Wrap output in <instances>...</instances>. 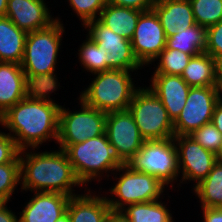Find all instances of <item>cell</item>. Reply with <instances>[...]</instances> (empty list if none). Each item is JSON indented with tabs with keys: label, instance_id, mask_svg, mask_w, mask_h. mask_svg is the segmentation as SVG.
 Segmentation results:
<instances>
[{
	"label": "cell",
	"instance_id": "obj_39",
	"mask_svg": "<svg viewBox=\"0 0 222 222\" xmlns=\"http://www.w3.org/2000/svg\"><path fill=\"white\" fill-rule=\"evenodd\" d=\"M107 222H130L121 211L110 210L106 217Z\"/></svg>",
	"mask_w": 222,
	"mask_h": 222
},
{
	"label": "cell",
	"instance_id": "obj_35",
	"mask_svg": "<svg viewBox=\"0 0 222 222\" xmlns=\"http://www.w3.org/2000/svg\"><path fill=\"white\" fill-rule=\"evenodd\" d=\"M107 3L146 12L152 10L154 2L153 0H107Z\"/></svg>",
	"mask_w": 222,
	"mask_h": 222
},
{
	"label": "cell",
	"instance_id": "obj_40",
	"mask_svg": "<svg viewBox=\"0 0 222 222\" xmlns=\"http://www.w3.org/2000/svg\"><path fill=\"white\" fill-rule=\"evenodd\" d=\"M216 79L222 80V56L216 59Z\"/></svg>",
	"mask_w": 222,
	"mask_h": 222
},
{
	"label": "cell",
	"instance_id": "obj_38",
	"mask_svg": "<svg viewBox=\"0 0 222 222\" xmlns=\"http://www.w3.org/2000/svg\"><path fill=\"white\" fill-rule=\"evenodd\" d=\"M211 122L214 124L216 129L222 134V102L220 101L216 103Z\"/></svg>",
	"mask_w": 222,
	"mask_h": 222
},
{
	"label": "cell",
	"instance_id": "obj_4",
	"mask_svg": "<svg viewBox=\"0 0 222 222\" xmlns=\"http://www.w3.org/2000/svg\"><path fill=\"white\" fill-rule=\"evenodd\" d=\"M64 151L84 189H91L89 185L95 181V186L96 183L100 184L98 189H102L101 181H109L112 173L122 165L105 133L81 143L71 144Z\"/></svg>",
	"mask_w": 222,
	"mask_h": 222
},
{
	"label": "cell",
	"instance_id": "obj_29",
	"mask_svg": "<svg viewBox=\"0 0 222 222\" xmlns=\"http://www.w3.org/2000/svg\"><path fill=\"white\" fill-rule=\"evenodd\" d=\"M21 185L19 155L10 163L0 165V203H10Z\"/></svg>",
	"mask_w": 222,
	"mask_h": 222
},
{
	"label": "cell",
	"instance_id": "obj_24",
	"mask_svg": "<svg viewBox=\"0 0 222 222\" xmlns=\"http://www.w3.org/2000/svg\"><path fill=\"white\" fill-rule=\"evenodd\" d=\"M190 191L200 208H222V163L216 162L208 176Z\"/></svg>",
	"mask_w": 222,
	"mask_h": 222
},
{
	"label": "cell",
	"instance_id": "obj_22",
	"mask_svg": "<svg viewBox=\"0 0 222 222\" xmlns=\"http://www.w3.org/2000/svg\"><path fill=\"white\" fill-rule=\"evenodd\" d=\"M142 11L106 4L98 20L119 36L131 41Z\"/></svg>",
	"mask_w": 222,
	"mask_h": 222
},
{
	"label": "cell",
	"instance_id": "obj_19",
	"mask_svg": "<svg viewBox=\"0 0 222 222\" xmlns=\"http://www.w3.org/2000/svg\"><path fill=\"white\" fill-rule=\"evenodd\" d=\"M91 189H84L81 194L71 196L67 205V212L71 222H104L110 206L106 197L101 192ZM94 191V192H93Z\"/></svg>",
	"mask_w": 222,
	"mask_h": 222
},
{
	"label": "cell",
	"instance_id": "obj_28",
	"mask_svg": "<svg viewBox=\"0 0 222 222\" xmlns=\"http://www.w3.org/2000/svg\"><path fill=\"white\" fill-rule=\"evenodd\" d=\"M191 58L192 56L190 54L176 49L165 48L161 51L153 63H151L149 70L153 65L155 67H153L154 72L152 74H169L181 76L184 68L188 65V62Z\"/></svg>",
	"mask_w": 222,
	"mask_h": 222
},
{
	"label": "cell",
	"instance_id": "obj_7",
	"mask_svg": "<svg viewBox=\"0 0 222 222\" xmlns=\"http://www.w3.org/2000/svg\"><path fill=\"white\" fill-rule=\"evenodd\" d=\"M133 170L152 175L171 190L179 189L178 153L174 137L145 140L142 147L128 162ZM176 185V187H175Z\"/></svg>",
	"mask_w": 222,
	"mask_h": 222
},
{
	"label": "cell",
	"instance_id": "obj_33",
	"mask_svg": "<svg viewBox=\"0 0 222 222\" xmlns=\"http://www.w3.org/2000/svg\"><path fill=\"white\" fill-rule=\"evenodd\" d=\"M215 60L222 56V20L206 29V49Z\"/></svg>",
	"mask_w": 222,
	"mask_h": 222
},
{
	"label": "cell",
	"instance_id": "obj_5",
	"mask_svg": "<svg viewBox=\"0 0 222 222\" xmlns=\"http://www.w3.org/2000/svg\"><path fill=\"white\" fill-rule=\"evenodd\" d=\"M135 75L140 77L138 73L133 74V71L114 69L93 74L94 78L90 76L89 85L82 87L78 98L88 106L106 113L128 110L133 94L140 86L133 78Z\"/></svg>",
	"mask_w": 222,
	"mask_h": 222
},
{
	"label": "cell",
	"instance_id": "obj_34",
	"mask_svg": "<svg viewBox=\"0 0 222 222\" xmlns=\"http://www.w3.org/2000/svg\"><path fill=\"white\" fill-rule=\"evenodd\" d=\"M1 128V127H0ZM20 150L17 148L14 139L4 130H0V165L12 162Z\"/></svg>",
	"mask_w": 222,
	"mask_h": 222
},
{
	"label": "cell",
	"instance_id": "obj_20",
	"mask_svg": "<svg viewBox=\"0 0 222 222\" xmlns=\"http://www.w3.org/2000/svg\"><path fill=\"white\" fill-rule=\"evenodd\" d=\"M156 13L165 31L166 37L177 33V29H186L196 25L189 0H160L153 3Z\"/></svg>",
	"mask_w": 222,
	"mask_h": 222
},
{
	"label": "cell",
	"instance_id": "obj_37",
	"mask_svg": "<svg viewBox=\"0 0 222 222\" xmlns=\"http://www.w3.org/2000/svg\"><path fill=\"white\" fill-rule=\"evenodd\" d=\"M18 212H14L8 203H0V222H18Z\"/></svg>",
	"mask_w": 222,
	"mask_h": 222
},
{
	"label": "cell",
	"instance_id": "obj_36",
	"mask_svg": "<svg viewBox=\"0 0 222 222\" xmlns=\"http://www.w3.org/2000/svg\"><path fill=\"white\" fill-rule=\"evenodd\" d=\"M201 222H222V208H199ZM202 211V212H201Z\"/></svg>",
	"mask_w": 222,
	"mask_h": 222
},
{
	"label": "cell",
	"instance_id": "obj_8",
	"mask_svg": "<svg viewBox=\"0 0 222 222\" xmlns=\"http://www.w3.org/2000/svg\"><path fill=\"white\" fill-rule=\"evenodd\" d=\"M128 110L144 140H162L175 136L174 122L161 100L147 85L143 84L135 91Z\"/></svg>",
	"mask_w": 222,
	"mask_h": 222
},
{
	"label": "cell",
	"instance_id": "obj_42",
	"mask_svg": "<svg viewBox=\"0 0 222 222\" xmlns=\"http://www.w3.org/2000/svg\"><path fill=\"white\" fill-rule=\"evenodd\" d=\"M55 222H71V219L66 211L62 216H60Z\"/></svg>",
	"mask_w": 222,
	"mask_h": 222
},
{
	"label": "cell",
	"instance_id": "obj_12",
	"mask_svg": "<svg viewBox=\"0 0 222 222\" xmlns=\"http://www.w3.org/2000/svg\"><path fill=\"white\" fill-rule=\"evenodd\" d=\"M178 153L179 188L191 184V190L204 180L217 162L215 153L206 150L190 136H174Z\"/></svg>",
	"mask_w": 222,
	"mask_h": 222
},
{
	"label": "cell",
	"instance_id": "obj_18",
	"mask_svg": "<svg viewBox=\"0 0 222 222\" xmlns=\"http://www.w3.org/2000/svg\"><path fill=\"white\" fill-rule=\"evenodd\" d=\"M33 89L20 64L0 62V116Z\"/></svg>",
	"mask_w": 222,
	"mask_h": 222
},
{
	"label": "cell",
	"instance_id": "obj_10",
	"mask_svg": "<svg viewBox=\"0 0 222 222\" xmlns=\"http://www.w3.org/2000/svg\"><path fill=\"white\" fill-rule=\"evenodd\" d=\"M83 27L87 33L84 35L106 49L108 70H126L135 73L145 70L134 55L130 40L114 33L98 19L86 23Z\"/></svg>",
	"mask_w": 222,
	"mask_h": 222
},
{
	"label": "cell",
	"instance_id": "obj_14",
	"mask_svg": "<svg viewBox=\"0 0 222 222\" xmlns=\"http://www.w3.org/2000/svg\"><path fill=\"white\" fill-rule=\"evenodd\" d=\"M167 37L153 10L143 12L131 39L134 55L147 68L166 47Z\"/></svg>",
	"mask_w": 222,
	"mask_h": 222
},
{
	"label": "cell",
	"instance_id": "obj_43",
	"mask_svg": "<svg viewBox=\"0 0 222 222\" xmlns=\"http://www.w3.org/2000/svg\"><path fill=\"white\" fill-rule=\"evenodd\" d=\"M218 99L222 102V80H217Z\"/></svg>",
	"mask_w": 222,
	"mask_h": 222
},
{
	"label": "cell",
	"instance_id": "obj_15",
	"mask_svg": "<svg viewBox=\"0 0 222 222\" xmlns=\"http://www.w3.org/2000/svg\"><path fill=\"white\" fill-rule=\"evenodd\" d=\"M46 0H8L6 17L25 32L49 27L56 21Z\"/></svg>",
	"mask_w": 222,
	"mask_h": 222
},
{
	"label": "cell",
	"instance_id": "obj_11",
	"mask_svg": "<svg viewBox=\"0 0 222 222\" xmlns=\"http://www.w3.org/2000/svg\"><path fill=\"white\" fill-rule=\"evenodd\" d=\"M218 99L217 86L191 87L186 104L174 121L175 136H188L212 121Z\"/></svg>",
	"mask_w": 222,
	"mask_h": 222
},
{
	"label": "cell",
	"instance_id": "obj_23",
	"mask_svg": "<svg viewBox=\"0 0 222 222\" xmlns=\"http://www.w3.org/2000/svg\"><path fill=\"white\" fill-rule=\"evenodd\" d=\"M181 77L190 87L217 86L216 60L205 52L193 56Z\"/></svg>",
	"mask_w": 222,
	"mask_h": 222
},
{
	"label": "cell",
	"instance_id": "obj_17",
	"mask_svg": "<svg viewBox=\"0 0 222 222\" xmlns=\"http://www.w3.org/2000/svg\"><path fill=\"white\" fill-rule=\"evenodd\" d=\"M152 76V77H151ZM148 87L165 106L174 122L183 110L190 86L180 75L152 74Z\"/></svg>",
	"mask_w": 222,
	"mask_h": 222
},
{
	"label": "cell",
	"instance_id": "obj_3",
	"mask_svg": "<svg viewBox=\"0 0 222 222\" xmlns=\"http://www.w3.org/2000/svg\"><path fill=\"white\" fill-rule=\"evenodd\" d=\"M65 25L60 15H56V21L49 27L29 32L25 41L24 55L21 67L25 73L28 83L34 89L60 90L59 74V52L63 46ZM58 58V60H57ZM57 64V65H56ZM59 79V80H58ZM60 81V82H59Z\"/></svg>",
	"mask_w": 222,
	"mask_h": 222
},
{
	"label": "cell",
	"instance_id": "obj_16",
	"mask_svg": "<svg viewBox=\"0 0 222 222\" xmlns=\"http://www.w3.org/2000/svg\"><path fill=\"white\" fill-rule=\"evenodd\" d=\"M33 195H32V194ZM22 211L18 212V222H55L62 216L70 196L54 192H31Z\"/></svg>",
	"mask_w": 222,
	"mask_h": 222
},
{
	"label": "cell",
	"instance_id": "obj_30",
	"mask_svg": "<svg viewBox=\"0 0 222 222\" xmlns=\"http://www.w3.org/2000/svg\"><path fill=\"white\" fill-rule=\"evenodd\" d=\"M196 24L209 28L222 20V0H189Z\"/></svg>",
	"mask_w": 222,
	"mask_h": 222
},
{
	"label": "cell",
	"instance_id": "obj_44",
	"mask_svg": "<svg viewBox=\"0 0 222 222\" xmlns=\"http://www.w3.org/2000/svg\"><path fill=\"white\" fill-rule=\"evenodd\" d=\"M215 155H216V161L222 163V141Z\"/></svg>",
	"mask_w": 222,
	"mask_h": 222
},
{
	"label": "cell",
	"instance_id": "obj_2",
	"mask_svg": "<svg viewBox=\"0 0 222 222\" xmlns=\"http://www.w3.org/2000/svg\"><path fill=\"white\" fill-rule=\"evenodd\" d=\"M54 149L39 152L40 148H31L19 152L21 193L54 192L70 197L81 194L84 186L77 179L66 152Z\"/></svg>",
	"mask_w": 222,
	"mask_h": 222
},
{
	"label": "cell",
	"instance_id": "obj_21",
	"mask_svg": "<svg viewBox=\"0 0 222 222\" xmlns=\"http://www.w3.org/2000/svg\"><path fill=\"white\" fill-rule=\"evenodd\" d=\"M27 34L8 17H0V62L21 64Z\"/></svg>",
	"mask_w": 222,
	"mask_h": 222
},
{
	"label": "cell",
	"instance_id": "obj_13",
	"mask_svg": "<svg viewBox=\"0 0 222 222\" xmlns=\"http://www.w3.org/2000/svg\"><path fill=\"white\" fill-rule=\"evenodd\" d=\"M105 134L122 164H127L145 141L129 110L108 112Z\"/></svg>",
	"mask_w": 222,
	"mask_h": 222
},
{
	"label": "cell",
	"instance_id": "obj_6",
	"mask_svg": "<svg viewBox=\"0 0 222 222\" xmlns=\"http://www.w3.org/2000/svg\"><path fill=\"white\" fill-rule=\"evenodd\" d=\"M113 186L104 188L106 200L113 211H120L129 204L151 202L155 200H170L168 189L156 177L133 170L127 164H122L113 173ZM116 182V183H115ZM107 191V192H106ZM107 194V195H106ZM110 194V195H109Z\"/></svg>",
	"mask_w": 222,
	"mask_h": 222
},
{
	"label": "cell",
	"instance_id": "obj_25",
	"mask_svg": "<svg viewBox=\"0 0 222 222\" xmlns=\"http://www.w3.org/2000/svg\"><path fill=\"white\" fill-rule=\"evenodd\" d=\"M162 199L129 204L120 211L130 222H176L169 207ZM168 205V206H167Z\"/></svg>",
	"mask_w": 222,
	"mask_h": 222
},
{
	"label": "cell",
	"instance_id": "obj_26",
	"mask_svg": "<svg viewBox=\"0 0 222 222\" xmlns=\"http://www.w3.org/2000/svg\"><path fill=\"white\" fill-rule=\"evenodd\" d=\"M166 49H176L192 57L206 49V28L196 24L189 28L177 29V33L167 38Z\"/></svg>",
	"mask_w": 222,
	"mask_h": 222
},
{
	"label": "cell",
	"instance_id": "obj_31",
	"mask_svg": "<svg viewBox=\"0 0 222 222\" xmlns=\"http://www.w3.org/2000/svg\"><path fill=\"white\" fill-rule=\"evenodd\" d=\"M66 2L70 6L69 9L71 8L73 11L71 15H76L82 27L86 23L98 19L107 4V0H65V4Z\"/></svg>",
	"mask_w": 222,
	"mask_h": 222
},
{
	"label": "cell",
	"instance_id": "obj_1",
	"mask_svg": "<svg viewBox=\"0 0 222 222\" xmlns=\"http://www.w3.org/2000/svg\"><path fill=\"white\" fill-rule=\"evenodd\" d=\"M56 91L58 90L33 89L0 116L1 128L6 129L20 151L39 149L45 142L57 143L61 105L54 97L51 98L58 94Z\"/></svg>",
	"mask_w": 222,
	"mask_h": 222
},
{
	"label": "cell",
	"instance_id": "obj_32",
	"mask_svg": "<svg viewBox=\"0 0 222 222\" xmlns=\"http://www.w3.org/2000/svg\"><path fill=\"white\" fill-rule=\"evenodd\" d=\"M188 136L199 143L203 148L215 154L222 141V134L216 129L212 122L204 124Z\"/></svg>",
	"mask_w": 222,
	"mask_h": 222
},
{
	"label": "cell",
	"instance_id": "obj_9",
	"mask_svg": "<svg viewBox=\"0 0 222 222\" xmlns=\"http://www.w3.org/2000/svg\"><path fill=\"white\" fill-rule=\"evenodd\" d=\"M76 98L79 104L74 106L75 109L70 110L65 104L60 107L57 147L62 150L71 144L81 143L105 133L107 113L88 106Z\"/></svg>",
	"mask_w": 222,
	"mask_h": 222
},
{
	"label": "cell",
	"instance_id": "obj_27",
	"mask_svg": "<svg viewBox=\"0 0 222 222\" xmlns=\"http://www.w3.org/2000/svg\"><path fill=\"white\" fill-rule=\"evenodd\" d=\"M83 42V43H82ZM78 52L74 56L78 55L79 66L82 67V71H87L86 76H91L96 73H100L108 70V56L106 55V49L95 43L91 38L86 35L85 40L81 41Z\"/></svg>",
	"mask_w": 222,
	"mask_h": 222
},
{
	"label": "cell",
	"instance_id": "obj_41",
	"mask_svg": "<svg viewBox=\"0 0 222 222\" xmlns=\"http://www.w3.org/2000/svg\"><path fill=\"white\" fill-rule=\"evenodd\" d=\"M8 0H0V17H6Z\"/></svg>",
	"mask_w": 222,
	"mask_h": 222
}]
</instances>
